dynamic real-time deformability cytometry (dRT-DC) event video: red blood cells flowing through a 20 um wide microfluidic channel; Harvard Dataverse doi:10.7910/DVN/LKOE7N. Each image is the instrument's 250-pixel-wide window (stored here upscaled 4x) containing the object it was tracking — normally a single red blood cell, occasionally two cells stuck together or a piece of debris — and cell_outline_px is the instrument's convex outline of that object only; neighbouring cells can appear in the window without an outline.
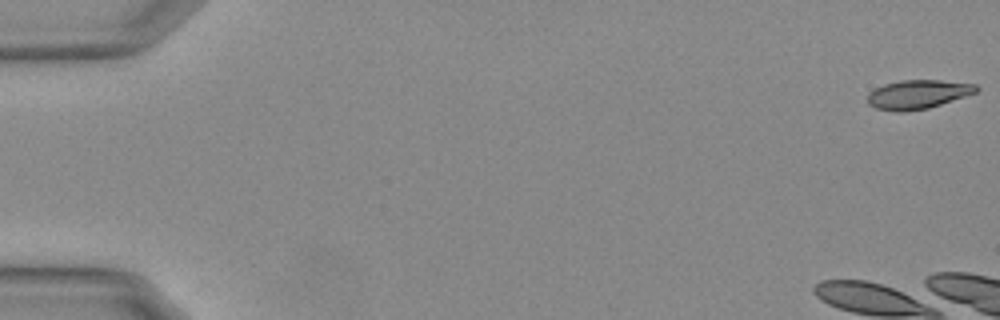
{"species": "Egyptian fruit bat (a non-hibernating species)", "species_latin": "Rousettus aegyptiacus", "temperature_condition": "warm", "stored_images_in_passage": 6, "camera_frame_rate_fps": 3000, "um_per_image_px": 0.085, "animal": {"sex": "female"}, "frame": {"image": 1, "passage_image": 1, "time_ms": 0.0, "image_size_px": [1000, 320], "cell_outline_px": [[980, 88], [976, 92], [928, 108], [904, 112], [896, 112], [876, 108], [868, 104], [868, 92], [884, 84], [904, 80], [940, 80], [976, 84]], "centroid_in_image_um": [78.0, 8.02], "position_along_channel_um": 7.0, "area_um2": 18.21}}